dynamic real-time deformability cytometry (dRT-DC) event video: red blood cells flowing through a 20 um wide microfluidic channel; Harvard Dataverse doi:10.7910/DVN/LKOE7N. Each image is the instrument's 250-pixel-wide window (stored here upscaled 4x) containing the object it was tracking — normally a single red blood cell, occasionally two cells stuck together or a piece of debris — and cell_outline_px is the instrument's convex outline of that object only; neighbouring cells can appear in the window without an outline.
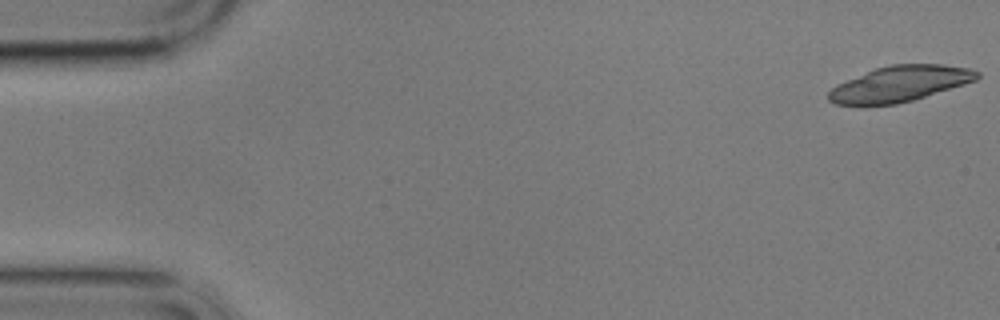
{"species": "common noctule bat (a hibernating species)", "species_latin": "Nyctalus noctula", "temperature_condition": "cold", "stored_images_in_passage": 4, "camera_frame_rate_fps": 3000, "um_per_image_px": 0.085, "animal": {"sex": "male", "body_mass_g": 17.9}, "frame": {"image": 1, "passage_image": 1, "time_ms": 0.0, "image_size_px": [1000, 320], "cell_outline_px": [[980, 76], [976, 80], [964, 84], [912, 100], [896, 104], [864, 108], [836, 104], [828, 100], [828, 92], [836, 84], [876, 68], [892, 64], [944, 64], [968, 68], [980, 72]], "centroid_in_image_um": [76.42, 7.16], "position_along_channel_um": 8.6, "area_um2": 31.33}}